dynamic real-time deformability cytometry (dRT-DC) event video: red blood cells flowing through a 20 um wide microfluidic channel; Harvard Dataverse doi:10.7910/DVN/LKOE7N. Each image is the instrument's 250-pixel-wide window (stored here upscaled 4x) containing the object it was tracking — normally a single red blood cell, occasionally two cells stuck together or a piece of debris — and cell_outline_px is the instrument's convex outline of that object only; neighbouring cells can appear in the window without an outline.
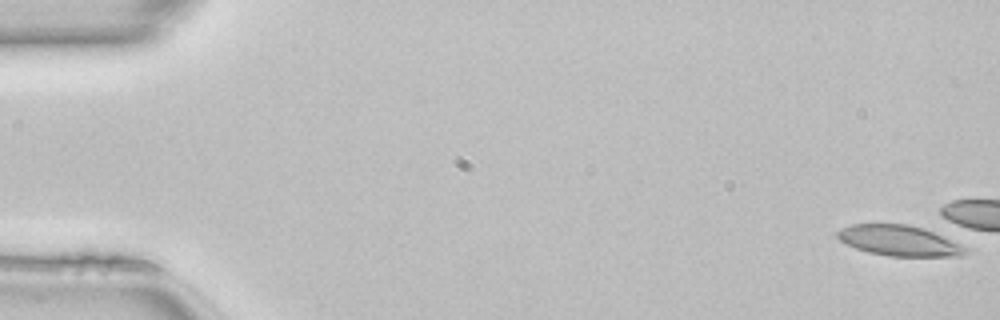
{"species": "common noctule bat (a hibernating species)", "species_latin": "Nyctalus noctula", "temperature_condition": "room temperature", "stored_images_in_passage": 1, "camera_frame_rate_fps": 3000, "um_per_image_px": 0.085, "animal": {"sex": "female", "body_mass_g": 22.7, "forearm_length_mm": 54.2}, "frame": {"image": 1, "passage_image": 1, "time_ms": 0.0, "image_size_px": [1000, 320], "cell_outline_px": [[968, 248], [960, 256], [888, 256], [868, 252], [856, 248], [840, 240], [836, 236], [836, 232], [840, 228], [852, 224], [908, 224], [924, 228], [960, 244]], "centroid_in_image_um": [76.39, 20.44], "position_along_channel_um": 8.6, "area_um2": 22.6}}